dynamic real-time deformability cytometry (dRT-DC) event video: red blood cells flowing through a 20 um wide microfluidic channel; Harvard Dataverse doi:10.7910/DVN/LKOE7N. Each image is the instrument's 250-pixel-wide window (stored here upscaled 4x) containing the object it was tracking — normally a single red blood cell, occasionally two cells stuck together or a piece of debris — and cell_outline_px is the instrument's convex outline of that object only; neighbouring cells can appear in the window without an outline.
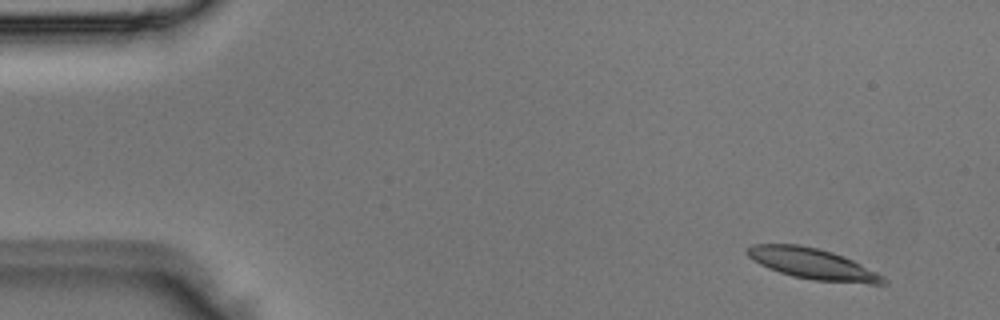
{"species": "Egyptian fruit bat (a non-hibernating species)", "species_latin": "Rousettus aegyptiacus", "temperature_condition": "room temperature", "stored_images_in_passage": 3, "camera_frame_rate_fps": 3000, "um_per_image_px": 0.085, "animal": {"sex": "male"}, "frame": {"image": 1, "passage_image": 1, "time_ms": 0.0, "image_size_px": [1000, 320], "cell_outline_px": [[888, 284], [868, 284], [812, 280], [792, 276], [768, 268], [752, 260], [744, 252], [752, 244], [800, 244], [832, 252], [844, 256], [884, 276], [888, 280]], "centroid_in_image_um": [69.08, 22.43], "position_along_channel_um": 15.9, "area_um2": 24.57}}